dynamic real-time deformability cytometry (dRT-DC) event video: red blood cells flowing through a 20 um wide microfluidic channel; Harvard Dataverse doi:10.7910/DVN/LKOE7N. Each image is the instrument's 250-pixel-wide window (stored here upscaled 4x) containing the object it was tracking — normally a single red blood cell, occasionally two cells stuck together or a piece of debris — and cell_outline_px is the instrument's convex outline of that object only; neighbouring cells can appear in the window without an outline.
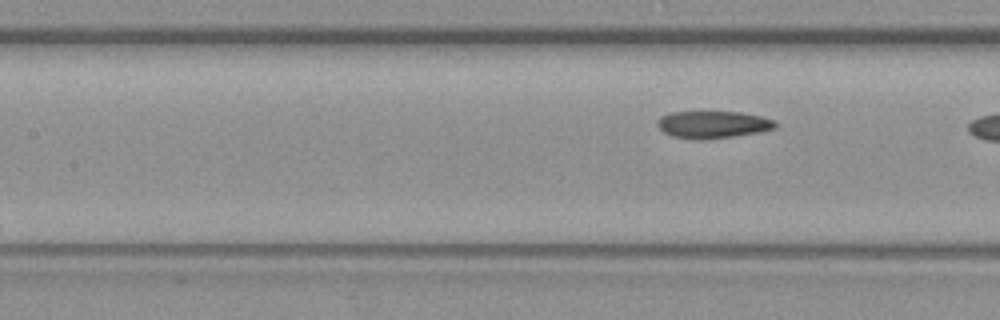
{"species": "common noctule bat (a hibernating species)", "species_latin": "Nyctalus noctula", "temperature_condition": "warm", "stored_images_in_passage": 7, "camera_frame_rate_fps": 3000, "um_per_image_px": 0.085, "animal": {"sex": "female", "body_mass_g": 19.3, "forearm_length_mm": 54.1}, "frame": {"image": 1, "passage_image": 7, "time_ms": 2.0, "image_size_px": [1000, 320], "cell_outline_px": [[776, 128], [760, 132], [732, 136], [696, 140], [672, 136], [664, 132], [656, 124], [656, 120], [660, 116], [672, 112], [740, 112], [760, 116], [776, 120]], "centroid_in_image_um": [60.58, 10.58], "position_along_channel_um": 146.8, "area_um2": 18.67}}